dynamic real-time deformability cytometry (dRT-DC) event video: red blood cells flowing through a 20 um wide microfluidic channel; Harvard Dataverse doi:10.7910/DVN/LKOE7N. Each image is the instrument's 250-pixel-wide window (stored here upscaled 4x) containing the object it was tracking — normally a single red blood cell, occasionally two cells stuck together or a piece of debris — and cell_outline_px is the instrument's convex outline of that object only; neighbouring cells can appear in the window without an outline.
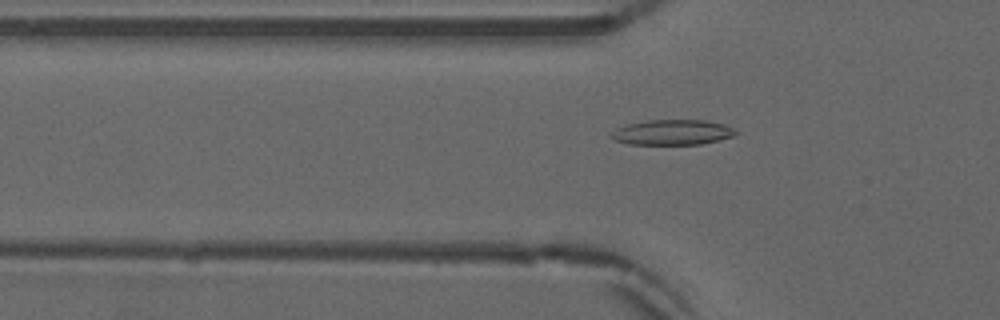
{"species": "common noctule bat (a hibernating species)", "species_latin": "Nyctalus noctula", "temperature_condition": "warm", "stored_images_in_passage": 53, "camera_frame_rate_fps": 3000, "um_per_image_px": 0.085, "animal": {"sex": "male", "forearm_length_mm": 52.5}, "frame": {"image": 1, "passage_image": 18, "time_ms": 5.667, "image_size_px": [1000, 320], "cell_outline_px": [[736, 136], [700, 144], [628, 144], [616, 140], [608, 136], [616, 128], [628, 124], [648, 120], [704, 120], [724, 124], [732, 128], [736, 132]], "centroid_in_image_um": [57.14, 11.24], "position_along_channel_um": 68.7, "area_um2": 18.21}}
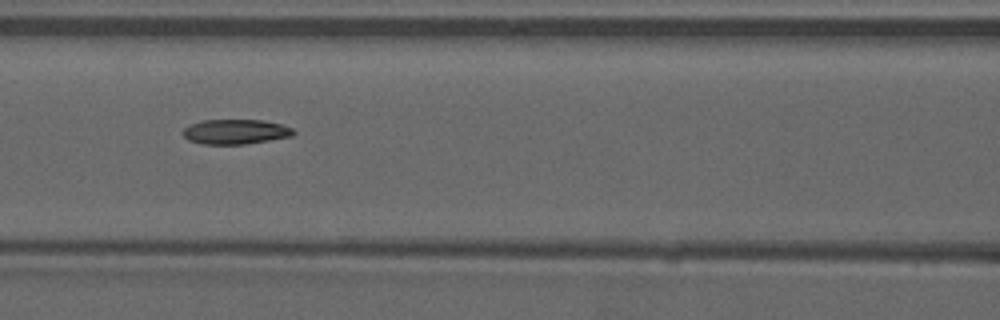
{"frame": {"image": 2, "passage_image": 24, "time_ms": 7.667, "image_size_px": [1000, 320], "cell_outline_px": [[296, 132], [292, 136], [244, 144], [200, 144], [188, 140], [184, 136], [184, 128], [200, 120], [260, 120], [280, 124], [292, 128]], "centroid_in_image_um": [20.0, 11.2], "position_along_channel_um": 146.6, "area_um2": 15.84}}
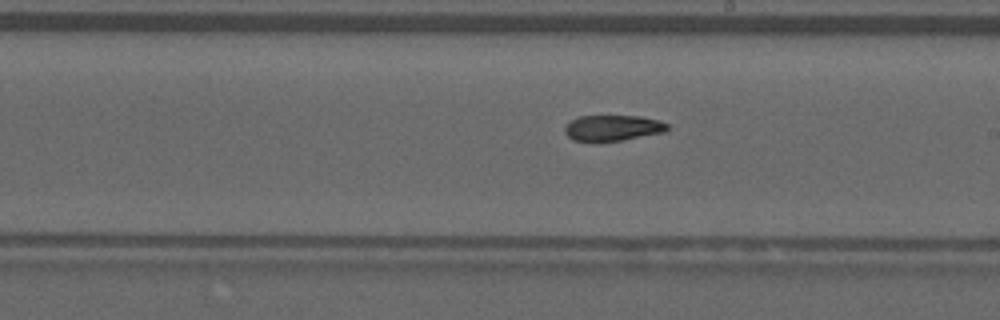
{"frame": {"image": 3, "passage_image": 31, "time_ms": 10.0, "image_size_px": [1000, 320], "cell_outline_px": [[668, 128], [664, 132], [620, 140], [572, 140], [564, 132], [564, 128], [572, 120], [580, 116], [640, 116], [656, 120], [668, 124]], "centroid_in_image_um": [52.07, 10.86], "position_along_channel_um": 236.9, "area_um2": 14.91}}